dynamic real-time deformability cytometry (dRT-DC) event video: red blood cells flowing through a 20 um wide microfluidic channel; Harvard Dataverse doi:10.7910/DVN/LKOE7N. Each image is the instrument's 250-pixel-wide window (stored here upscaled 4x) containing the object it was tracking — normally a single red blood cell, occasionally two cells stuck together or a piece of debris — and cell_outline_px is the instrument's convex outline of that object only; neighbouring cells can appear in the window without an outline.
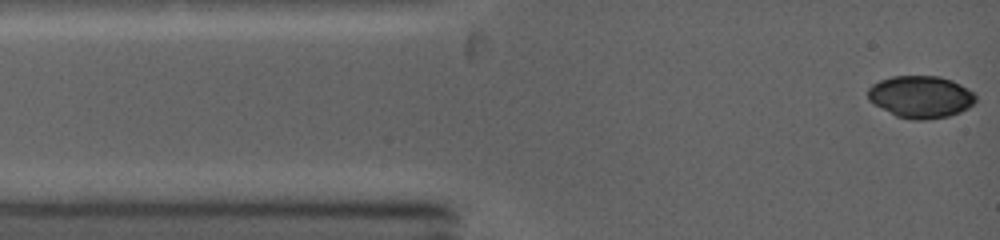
{"species": "common noctule bat (a hibernating species)", "species_latin": "Nyctalus noctula", "temperature_condition": "warm", "stored_images_in_passage": 6, "camera_frame_rate_fps": 5000, "um_per_image_px": 0.085, "animal": {"sex": "female", "body_mass_g": 19.0, "forearm_length_mm": 53.3}, "frame": {"image": 1, "passage_image": 1, "time_ms": 0.0, "image_size_px": [1000, 240], "cell_outline_px": [[976, 100], [968, 108], [960, 112], [948, 116], [924, 120], [912, 120], [896, 116], [868, 100], [868, 88], [872, 84], [880, 80], [892, 76], [940, 76], [952, 80], [968, 88], [976, 96]], "centroid_in_image_um": [78.26, 8.22], "position_along_channel_um": 6.7, "area_um2": 26.47}}
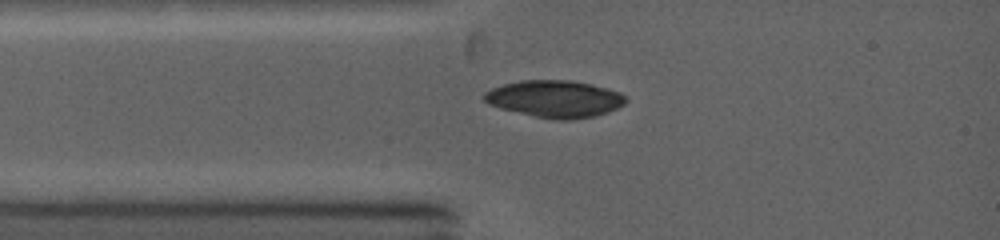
{"frame": {"image": 2, "passage_image": 5, "time_ms": 2.0, "image_size_px": [1000, 240], "cell_outline_px": [[628, 100], [624, 104], [608, 112], [596, 116], [568, 120], [556, 120], [536, 116], [500, 108], [488, 104], [484, 100], [484, 92], [492, 88], [504, 84], [520, 80], [572, 80], [608, 88], [620, 92]], "centroid_in_image_um": [47.17, 8.4], "position_along_channel_um": 37.8, "area_um2": 30.52}}